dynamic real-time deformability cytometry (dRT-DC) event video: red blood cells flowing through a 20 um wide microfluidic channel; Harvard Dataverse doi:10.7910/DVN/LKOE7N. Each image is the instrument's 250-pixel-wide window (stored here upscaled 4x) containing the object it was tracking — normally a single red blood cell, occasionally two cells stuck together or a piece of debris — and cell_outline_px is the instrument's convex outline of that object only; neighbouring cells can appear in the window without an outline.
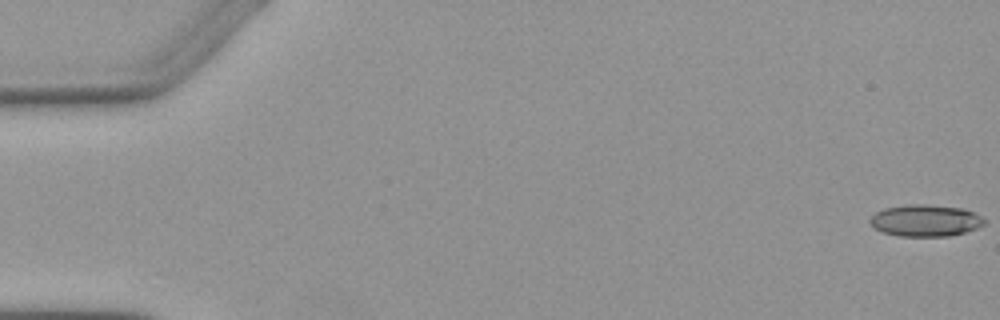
{"species": "Egyptian fruit bat (a non-hibernating species)", "species_latin": "Rousettus aegyptiacus", "temperature_condition": "warm", "stored_images_in_passage": 5, "camera_frame_rate_fps": 3000, "um_per_image_px": 0.085, "animal": {"sex": "female"}, "frame": {"image": 1, "passage_image": 1, "time_ms": 0.0, "image_size_px": [1000, 320], "cell_outline_px": [[984, 224], [976, 228], [964, 232], [948, 236], [900, 236], [884, 232], [876, 228], [868, 220], [876, 212], [884, 208], [908, 204], [924, 204], [964, 208], [980, 216], [984, 220]], "centroid_in_image_um": [78.65, 18.73], "position_along_channel_um": 6.4, "area_um2": 20.92}}
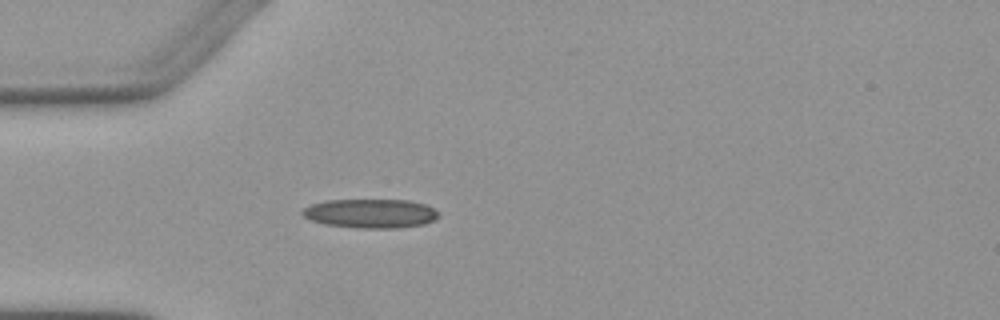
{"frame": {"image": 2, "passage_image": 5, "time_ms": 5.0, "image_size_px": [1000, 320], "cell_outline_px": [[440, 216], [424, 224], [396, 228], [356, 228], [324, 224], [312, 220], [304, 216], [300, 212], [304, 208], [312, 204], [324, 200], [408, 200], [424, 204], [440, 212]], "centroid_in_image_um": [31.49, 18.14], "position_along_channel_um": 53.5, "area_um2": 23.06}}